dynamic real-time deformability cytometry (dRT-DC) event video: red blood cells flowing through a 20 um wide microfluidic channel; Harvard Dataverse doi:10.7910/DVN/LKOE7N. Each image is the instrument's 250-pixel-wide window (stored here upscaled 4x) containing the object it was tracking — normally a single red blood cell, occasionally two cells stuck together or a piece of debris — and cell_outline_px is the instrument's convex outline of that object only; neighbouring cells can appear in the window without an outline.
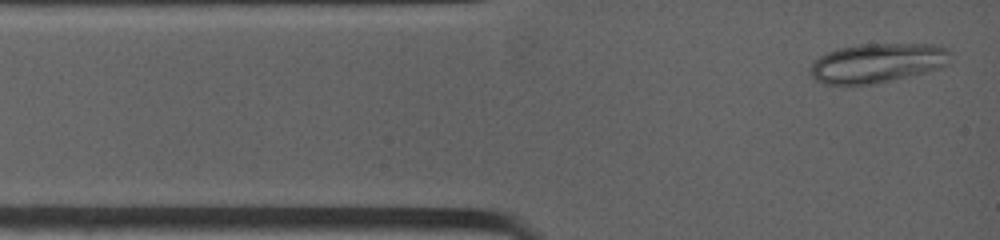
{"species": "common noctule bat (a hibernating species)", "species_latin": "Nyctalus noctula", "temperature_condition": "warm", "stored_images_in_passage": 4, "camera_frame_rate_fps": 4500, "um_per_image_px": 0.085, "animal": {"sex": "female", "body_mass_g": 19.0, "forearm_length_mm": 53.3}, "frame": {"image": 1, "passage_image": 1, "time_ms": 0.0, "image_size_px": [1000, 240], "cell_outline_px": [[948, 64], [940, 68], [908, 76], [872, 84], [824, 84], [816, 80], [808, 72], [812, 64], [820, 56], [836, 48], [860, 44], [932, 44], [948, 48]], "centroid_in_image_um": [74.54, 5.35], "position_along_channel_um": 10.5, "area_um2": 31.91}}